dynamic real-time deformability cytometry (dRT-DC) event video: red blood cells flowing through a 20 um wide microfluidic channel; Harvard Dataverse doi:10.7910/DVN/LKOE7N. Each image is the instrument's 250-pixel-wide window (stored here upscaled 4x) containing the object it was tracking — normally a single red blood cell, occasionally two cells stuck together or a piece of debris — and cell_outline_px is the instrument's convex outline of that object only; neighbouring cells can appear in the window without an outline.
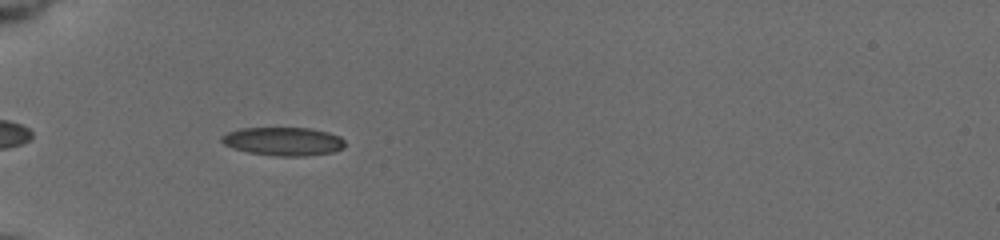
{"species": "common noctule bat (a hibernating species)", "species_latin": "Nyctalus noctula", "temperature_condition": "cold", "stored_images_in_passage": 40, "camera_frame_rate_fps": 3000, "um_per_image_px": 0.085, "animal": {"sex": "female", "body_mass_g": 19.5, "forearm_length_mm": 54.1}, "frame": {"image": 1, "passage_image": 5, "time_ms": 1.333, "image_size_px": [1000, 240], "cell_outline_px": [[344, 148], [332, 152], [304, 156], [276, 156], [248, 152], [232, 148], [224, 144], [220, 140], [220, 136], [228, 132], [240, 128], [308, 128], [328, 132], [340, 136], [344, 140]], "centroid_in_image_um": [24.06, 12.01], "position_along_channel_um": 60.9, "area_um2": 20.46}}
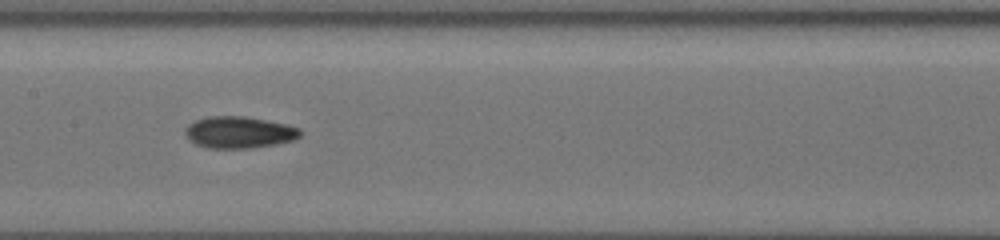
{"frame": {"image": 2, "passage_image": 16, "time_ms": 5.0, "image_size_px": [1000, 240], "cell_outline_px": [[300, 136], [292, 140], [276, 144], [248, 148], [212, 148], [196, 144], [184, 132], [184, 128], [188, 124], [196, 120], [208, 116], [244, 116], [284, 124], [300, 128]], "centroid_in_image_um": [20.3, 11.24], "position_along_channel_um": 187.1, "area_um2": 20.92}}
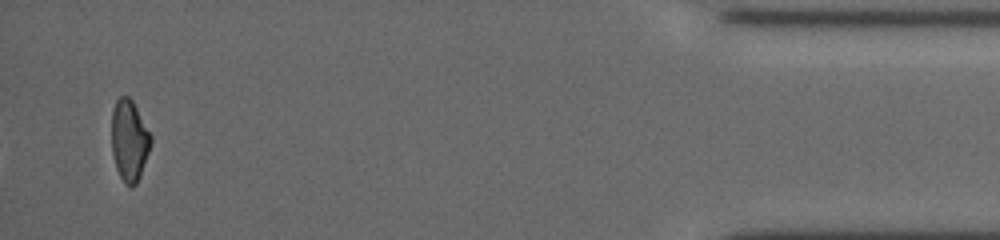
{"frame": {"image": 3, "passage_image": 40, "time_ms": 13.0, "image_size_px": [1000, 240], "cell_outline_px": [[152, 140], [140, 176], [136, 184], [132, 188], [128, 188], [124, 184], [116, 168], [112, 152], [112, 108], [116, 100], [120, 96], [128, 96], [132, 100], [152, 136]], "centroid_in_image_um": [10.98, 11.95], "position_along_channel_um": 424.2, "area_um2": 18.61}, "authors_computed_cell_mechanics": {"area_um2": 19.6809, "velocity_mm_per_s": 3.7679, "shape_relaxation_time_tau1_ms": 5.1459, "shape_relaxation_time_tau2_ms": 5.9531, "deformation_change_tau1": 0.1145, "deformation_change_tau2": 0.1169}}